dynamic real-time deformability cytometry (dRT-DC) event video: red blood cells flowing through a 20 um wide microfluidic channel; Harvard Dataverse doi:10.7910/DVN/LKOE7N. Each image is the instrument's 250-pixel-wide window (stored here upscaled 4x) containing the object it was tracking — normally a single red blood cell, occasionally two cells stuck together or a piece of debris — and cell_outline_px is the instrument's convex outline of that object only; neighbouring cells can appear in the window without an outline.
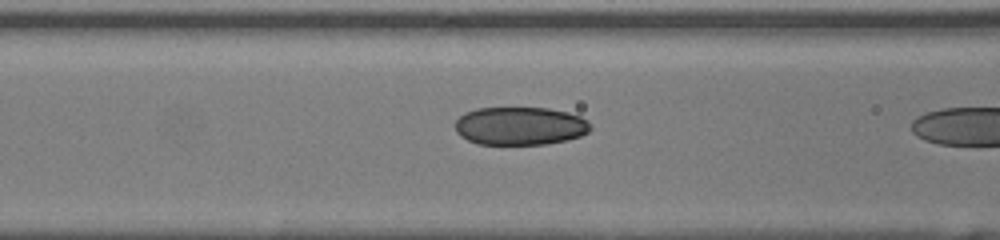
{"species": "human", "species_latin": "Homo sapiens", "temperature_condition": "room temperature", "stored_images_in_passage": 8, "camera_frame_rate_fps": 3000, "um_per_image_px": 0.085, "donor": {"sex": "female"}, "frame": {"image": 1, "passage_image": 7, "time_ms": 2.0, "image_size_px": [1000, 240], "cell_outline_px": [[592, 128], [588, 132], [580, 136], [568, 140], [544, 144], [476, 144], [460, 136], [456, 132], [456, 120], [464, 112], [476, 108], [548, 108], [568, 112], [580, 116], [588, 120]], "centroid_in_image_um": [44.21, 10.7], "position_along_channel_um": 122.4, "area_um2": 30.29}}